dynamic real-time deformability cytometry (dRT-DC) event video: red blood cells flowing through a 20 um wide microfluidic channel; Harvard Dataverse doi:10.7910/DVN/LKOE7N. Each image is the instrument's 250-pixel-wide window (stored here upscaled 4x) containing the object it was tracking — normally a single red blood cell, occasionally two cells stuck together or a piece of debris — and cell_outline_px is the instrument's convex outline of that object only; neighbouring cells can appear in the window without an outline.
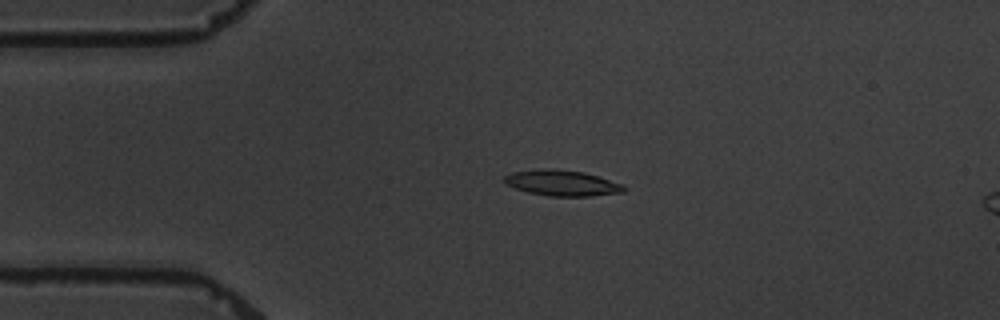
{"species": "common noctule bat (a hibernating species)", "species_latin": "Nyctalus noctula", "temperature_condition": "warm", "stored_images_in_passage": 6, "camera_frame_rate_fps": 3000, "um_per_image_px": 0.085, "animal": {"sex": "male", "body_mass_g": 19.5, "forearm_length_mm": 54.6}, "frame": {"image": 1, "passage_image": 4, "time_ms": 3.667, "image_size_px": [1000, 320], "cell_outline_px": [[628, 188], [624, 192], [588, 196], [548, 196], [528, 192], [504, 184], [504, 176], [512, 172], [540, 168], [552, 168], [584, 172], [624, 184]], "centroid_in_image_um": [47.78, 15.55], "position_along_channel_um": 37.2, "area_um2": 18.09}}